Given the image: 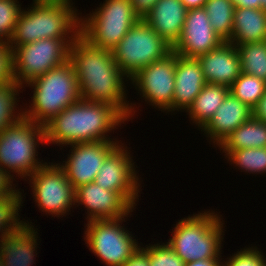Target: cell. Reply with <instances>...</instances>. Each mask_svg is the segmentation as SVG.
<instances>
[{"label":"cell","instance_id":"cell-1","mask_svg":"<svg viewBox=\"0 0 266 266\" xmlns=\"http://www.w3.org/2000/svg\"><path fill=\"white\" fill-rule=\"evenodd\" d=\"M81 99L103 102L116 108L126 119L132 115V105L125 102V74L108 49L90 44L80 34L69 48Z\"/></svg>","mask_w":266,"mask_h":266},{"label":"cell","instance_id":"cell-2","mask_svg":"<svg viewBox=\"0 0 266 266\" xmlns=\"http://www.w3.org/2000/svg\"><path fill=\"white\" fill-rule=\"evenodd\" d=\"M126 120L109 104L80 99L44 125L46 143L111 141L105 134Z\"/></svg>","mask_w":266,"mask_h":266},{"label":"cell","instance_id":"cell-3","mask_svg":"<svg viewBox=\"0 0 266 266\" xmlns=\"http://www.w3.org/2000/svg\"><path fill=\"white\" fill-rule=\"evenodd\" d=\"M70 4V0H34V6L20 12L8 44L11 50L40 39H76L80 34V18Z\"/></svg>","mask_w":266,"mask_h":266},{"label":"cell","instance_id":"cell-4","mask_svg":"<svg viewBox=\"0 0 266 266\" xmlns=\"http://www.w3.org/2000/svg\"><path fill=\"white\" fill-rule=\"evenodd\" d=\"M34 89L32 104L23 117L39 125H45L54 116L81 99L77 77L72 63L49 70L28 83Z\"/></svg>","mask_w":266,"mask_h":266},{"label":"cell","instance_id":"cell-5","mask_svg":"<svg viewBox=\"0 0 266 266\" xmlns=\"http://www.w3.org/2000/svg\"><path fill=\"white\" fill-rule=\"evenodd\" d=\"M223 223L215 212H204L183 218L176 224L167 244L184 263L219 259Z\"/></svg>","mask_w":266,"mask_h":266},{"label":"cell","instance_id":"cell-6","mask_svg":"<svg viewBox=\"0 0 266 266\" xmlns=\"http://www.w3.org/2000/svg\"><path fill=\"white\" fill-rule=\"evenodd\" d=\"M38 141L46 142L43 125L22 117L12 126L6 127L0 133V168L3 171L7 169L9 176H12L11 170L21 178L33 174L43 165L36 158Z\"/></svg>","mask_w":266,"mask_h":266},{"label":"cell","instance_id":"cell-7","mask_svg":"<svg viewBox=\"0 0 266 266\" xmlns=\"http://www.w3.org/2000/svg\"><path fill=\"white\" fill-rule=\"evenodd\" d=\"M111 52L118 67L130 80L142 68L166 58L173 49L144 19H140Z\"/></svg>","mask_w":266,"mask_h":266},{"label":"cell","instance_id":"cell-8","mask_svg":"<svg viewBox=\"0 0 266 266\" xmlns=\"http://www.w3.org/2000/svg\"><path fill=\"white\" fill-rule=\"evenodd\" d=\"M92 14L80 18V35L93 46L110 51L141 19L130 0H105Z\"/></svg>","mask_w":266,"mask_h":266},{"label":"cell","instance_id":"cell-9","mask_svg":"<svg viewBox=\"0 0 266 266\" xmlns=\"http://www.w3.org/2000/svg\"><path fill=\"white\" fill-rule=\"evenodd\" d=\"M75 39H40L20 45L12 51L13 77L22 87L69 60V48Z\"/></svg>","mask_w":266,"mask_h":266},{"label":"cell","instance_id":"cell-10","mask_svg":"<svg viewBox=\"0 0 266 266\" xmlns=\"http://www.w3.org/2000/svg\"><path fill=\"white\" fill-rule=\"evenodd\" d=\"M124 217L90 220L87 223L86 242L89 249L109 266L123 264L139 248L136 239L120 223Z\"/></svg>","mask_w":266,"mask_h":266},{"label":"cell","instance_id":"cell-11","mask_svg":"<svg viewBox=\"0 0 266 266\" xmlns=\"http://www.w3.org/2000/svg\"><path fill=\"white\" fill-rule=\"evenodd\" d=\"M38 207L52 215H63L75 205V189L60 164L45 162L29 176Z\"/></svg>","mask_w":266,"mask_h":266},{"label":"cell","instance_id":"cell-12","mask_svg":"<svg viewBox=\"0 0 266 266\" xmlns=\"http://www.w3.org/2000/svg\"><path fill=\"white\" fill-rule=\"evenodd\" d=\"M146 101L164 111L172 110L175 89V53L153 62L130 78Z\"/></svg>","mask_w":266,"mask_h":266},{"label":"cell","instance_id":"cell-13","mask_svg":"<svg viewBox=\"0 0 266 266\" xmlns=\"http://www.w3.org/2000/svg\"><path fill=\"white\" fill-rule=\"evenodd\" d=\"M127 151L122 145H117L106 156L94 182L101 188L120 193L134 207L140 185Z\"/></svg>","mask_w":266,"mask_h":266},{"label":"cell","instance_id":"cell-14","mask_svg":"<svg viewBox=\"0 0 266 266\" xmlns=\"http://www.w3.org/2000/svg\"><path fill=\"white\" fill-rule=\"evenodd\" d=\"M118 145L115 141H92L71 144L72 152L63 165L74 189L94 182L106 156Z\"/></svg>","mask_w":266,"mask_h":266},{"label":"cell","instance_id":"cell-15","mask_svg":"<svg viewBox=\"0 0 266 266\" xmlns=\"http://www.w3.org/2000/svg\"><path fill=\"white\" fill-rule=\"evenodd\" d=\"M224 40L212 28L204 7L188 9L179 40L173 52L187 58H197L218 48Z\"/></svg>","mask_w":266,"mask_h":266},{"label":"cell","instance_id":"cell-16","mask_svg":"<svg viewBox=\"0 0 266 266\" xmlns=\"http://www.w3.org/2000/svg\"><path fill=\"white\" fill-rule=\"evenodd\" d=\"M75 203L87 208L88 221L127 217L134 208L120 193L101 188L95 182L75 189Z\"/></svg>","mask_w":266,"mask_h":266},{"label":"cell","instance_id":"cell-17","mask_svg":"<svg viewBox=\"0 0 266 266\" xmlns=\"http://www.w3.org/2000/svg\"><path fill=\"white\" fill-rule=\"evenodd\" d=\"M208 84L230 87L241 74L239 53L234 44L224 41L218 48L197 57Z\"/></svg>","mask_w":266,"mask_h":266},{"label":"cell","instance_id":"cell-18","mask_svg":"<svg viewBox=\"0 0 266 266\" xmlns=\"http://www.w3.org/2000/svg\"><path fill=\"white\" fill-rule=\"evenodd\" d=\"M175 89L172 111L186 109L207 84L197 58H187L175 53Z\"/></svg>","mask_w":266,"mask_h":266},{"label":"cell","instance_id":"cell-19","mask_svg":"<svg viewBox=\"0 0 266 266\" xmlns=\"http://www.w3.org/2000/svg\"><path fill=\"white\" fill-rule=\"evenodd\" d=\"M252 116V109L229 92L202 130L210 139L212 138L213 143L220 145L226 137Z\"/></svg>","mask_w":266,"mask_h":266},{"label":"cell","instance_id":"cell-20","mask_svg":"<svg viewBox=\"0 0 266 266\" xmlns=\"http://www.w3.org/2000/svg\"><path fill=\"white\" fill-rule=\"evenodd\" d=\"M187 10L180 0H158L143 19L173 46L181 36Z\"/></svg>","mask_w":266,"mask_h":266},{"label":"cell","instance_id":"cell-21","mask_svg":"<svg viewBox=\"0 0 266 266\" xmlns=\"http://www.w3.org/2000/svg\"><path fill=\"white\" fill-rule=\"evenodd\" d=\"M33 228L25 225L0 241V266L32 265L37 246V231Z\"/></svg>","mask_w":266,"mask_h":266},{"label":"cell","instance_id":"cell-22","mask_svg":"<svg viewBox=\"0 0 266 266\" xmlns=\"http://www.w3.org/2000/svg\"><path fill=\"white\" fill-rule=\"evenodd\" d=\"M266 41V11L235 7L233 31L227 41L235 46Z\"/></svg>","mask_w":266,"mask_h":266},{"label":"cell","instance_id":"cell-23","mask_svg":"<svg viewBox=\"0 0 266 266\" xmlns=\"http://www.w3.org/2000/svg\"><path fill=\"white\" fill-rule=\"evenodd\" d=\"M228 93L229 87L225 85L207 83L187 110L191 120L202 129L213 117Z\"/></svg>","mask_w":266,"mask_h":266},{"label":"cell","instance_id":"cell-24","mask_svg":"<svg viewBox=\"0 0 266 266\" xmlns=\"http://www.w3.org/2000/svg\"><path fill=\"white\" fill-rule=\"evenodd\" d=\"M219 147L221 150L266 147V123L252 116L226 137Z\"/></svg>","mask_w":266,"mask_h":266},{"label":"cell","instance_id":"cell-25","mask_svg":"<svg viewBox=\"0 0 266 266\" xmlns=\"http://www.w3.org/2000/svg\"><path fill=\"white\" fill-rule=\"evenodd\" d=\"M204 8L214 31L228 41L232 36L235 11L232 0H206Z\"/></svg>","mask_w":266,"mask_h":266},{"label":"cell","instance_id":"cell-26","mask_svg":"<svg viewBox=\"0 0 266 266\" xmlns=\"http://www.w3.org/2000/svg\"><path fill=\"white\" fill-rule=\"evenodd\" d=\"M241 72L253 75L266 82V41L236 46Z\"/></svg>","mask_w":266,"mask_h":266},{"label":"cell","instance_id":"cell-27","mask_svg":"<svg viewBox=\"0 0 266 266\" xmlns=\"http://www.w3.org/2000/svg\"><path fill=\"white\" fill-rule=\"evenodd\" d=\"M229 92L253 109L266 92V82L256 76L241 72L240 76L229 87Z\"/></svg>","mask_w":266,"mask_h":266},{"label":"cell","instance_id":"cell-28","mask_svg":"<svg viewBox=\"0 0 266 266\" xmlns=\"http://www.w3.org/2000/svg\"><path fill=\"white\" fill-rule=\"evenodd\" d=\"M21 196L18 190L14 195L0 199V241L10 233L17 232L25 225H28L26 222L19 221L20 218H18V210L22 206Z\"/></svg>","mask_w":266,"mask_h":266},{"label":"cell","instance_id":"cell-29","mask_svg":"<svg viewBox=\"0 0 266 266\" xmlns=\"http://www.w3.org/2000/svg\"><path fill=\"white\" fill-rule=\"evenodd\" d=\"M230 159L240 169L246 172L264 173L266 172V147L245 148L238 150H223Z\"/></svg>","mask_w":266,"mask_h":266},{"label":"cell","instance_id":"cell-30","mask_svg":"<svg viewBox=\"0 0 266 266\" xmlns=\"http://www.w3.org/2000/svg\"><path fill=\"white\" fill-rule=\"evenodd\" d=\"M20 88L22 87L15 80L0 84V133L23 117L22 112L17 116L14 114L15 105H17L16 95H18Z\"/></svg>","mask_w":266,"mask_h":266},{"label":"cell","instance_id":"cell-31","mask_svg":"<svg viewBox=\"0 0 266 266\" xmlns=\"http://www.w3.org/2000/svg\"><path fill=\"white\" fill-rule=\"evenodd\" d=\"M17 3V0H0V43L9 44L14 34L21 12Z\"/></svg>","mask_w":266,"mask_h":266},{"label":"cell","instance_id":"cell-32","mask_svg":"<svg viewBox=\"0 0 266 266\" xmlns=\"http://www.w3.org/2000/svg\"><path fill=\"white\" fill-rule=\"evenodd\" d=\"M148 257L149 266H185L183 260L165 243L148 246Z\"/></svg>","mask_w":266,"mask_h":266},{"label":"cell","instance_id":"cell-33","mask_svg":"<svg viewBox=\"0 0 266 266\" xmlns=\"http://www.w3.org/2000/svg\"><path fill=\"white\" fill-rule=\"evenodd\" d=\"M260 252L252 247L240 250L229 258L225 264H222V266H266V260Z\"/></svg>","mask_w":266,"mask_h":266},{"label":"cell","instance_id":"cell-34","mask_svg":"<svg viewBox=\"0 0 266 266\" xmlns=\"http://www.w3.org/2000/svg\"><path fill=\"white\" fill-rule=\"evenodd\" d=\"M13 80L12 50L8 44L0 43V84Z\"/></svg>","mask_w":266,"mask_h":266},{"label":"cell","instance_id":"cell-35","mask_svg":"<svg viewBox=\"0 0 266 266\" xmlns=\"http://www.w3.org/2000/svg\"><path fill=\"white\" fill-rule=\"evenodd\" d=\"M123 266H149L148 246L146 248L139 246Z\"/></svg>","mask_w":266,"mask_h":266},{"label":"cell","instance_id":"cell-36","mask_svg":"<svg viewBox=\"0 0 266 266\" xmlns=\"http://www.w3.org/2000/svg\"><path fill=\"white\" fill-rule=\"evenodd\" d=\"M13 178L0 168V199L14 195L18 190L12 187ZM14 189V190H13Z\"/></svg>","mask_w":266,"mask_h":266},{"label":"cell","instance_id":"cell-37","mask_svg":"<svg viewBox=\"0 0 266 266\" xmlns=\"http://www.w3.org/2000/svg\"><path fill=\"white\" fill-rule=\"evenodd\" d=\"M136 14L143 19L158 0H130Z\"/></svg>","mask_w":266,"mask_h":266},{"label":"cell","instance_id":"cell-38","mask_svg":"<svg viewBox=\"0 0 266 266\" xmlns=\"http://www.w3.org/2000/svg\"><path fill=\"white\" fill-rule=\"evenodd\" d=\"M253 117L266 123V92L260 98L256 106L252 109Z\"/></svg>","mask_w":266,"mask_h":266},{"label":"cell","instance_id":"cell-39","mask_svg":"<svg viewBox=\"0 0 266 266\" xmlns=\"http://www.w3.org/2000/svg\"><path fill=\"white\" fill-rule=\"evenodd\" d=\"M185 266H222L219 259H203L185 263Z\"/></svg>","mask_w":266,"mask_h":266},{"label":"cell","instance_id":"cell-40","mask_svg":"<svg viewBox=\"0 0 266 266\" xmlns=\"http://www.w3.org/2000/svg\"><path fill=\"white\" fill-rule=\"evenodd\" d=\"M235 7L260 9V0H232Z\"/></svg>","mask_w":266,"mask_h":266},{"label":"cell","instance_id":"cell-41","mask_svg":"<svg viewBox=\"0 0 266 266\" xmlns=\"http://www.w3.org/2000/svg\"><path fill=\"white\" fill-rule=\"evenodd\" d=\"M187 9L204 7L206 0H180Z\"/></svg>","mask_w":266,"mask_h":266},{"label":"cell","instance_id":"cell-42","mask_svg":"<svg viewBox=\"0 0 266 266\" xmlns=\"http://www.w3.org/2000/svg\"><path fill=\"white\" fill-rule=\"evenodd\" d=\"M260 9L266 11V0H260Z\"/></svg>","mask_w":266,"mask_h":266}]
</instances>
